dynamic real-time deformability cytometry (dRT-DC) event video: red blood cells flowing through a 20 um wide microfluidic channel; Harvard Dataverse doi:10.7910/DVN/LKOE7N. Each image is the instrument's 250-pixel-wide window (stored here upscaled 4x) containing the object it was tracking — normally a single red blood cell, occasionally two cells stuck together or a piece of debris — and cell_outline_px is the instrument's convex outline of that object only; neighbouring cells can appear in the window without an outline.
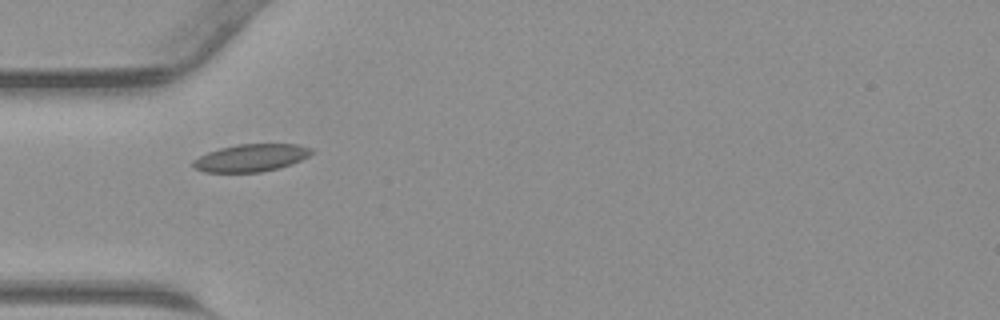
{"species": "common noctule bat (a hibernating species)", "species_latin": "Nyctalus noctula", "temperature_condition": "warm", "stored_images_in_passage": 32, "camera_frame_rate_fps": 3000, "um_per_image_px": 0.085, "animal": {"sex": "male", "body_mass_g": 23.1, "forearm_length_mm": 52.7}, "frame": {"image": 1, "passage_image": 1, "time_ms": 0.0, "image_size_px": [1000, 320], "cell_outline_px": [[316, 152], [292, 164], [260, 172], [204, 172], [196, 168], [192, 164], [192, 160], [208, 152], [220, 148], [236, 144], [296, 144], [312, 148]], "centroid_in_image_um": [21.35, 13.4], "position_along_channel_um": 63.6, "area_um2": 18.9}}
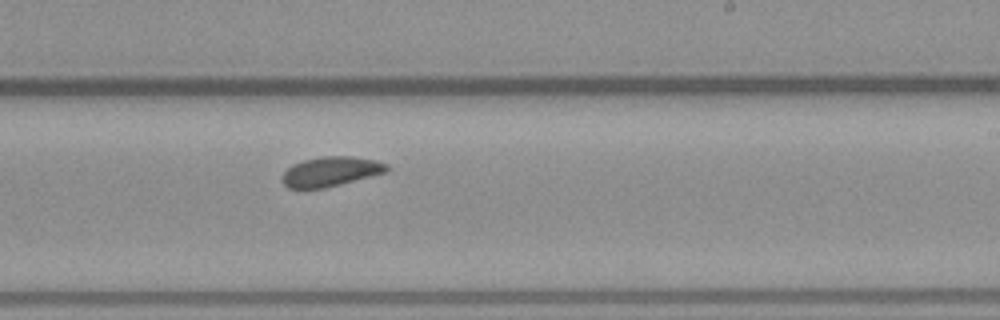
{"frame": {"image": 2, "passage_image": 14, "time_ms": 4.333, "image_size_px": [1000, 320], "cell_outline_px": [[392, 168], [388, 172], [324, 188], [288, 188], [284, 184], [284, 172], [292, 164], [304, 160], [324, 156], [352, 156], [376, 160], [388, 164]], "centroid_in_image_um": [28.19, 14.57], "position_along_channel_um": 260.8, "area_um2": 18.03}}
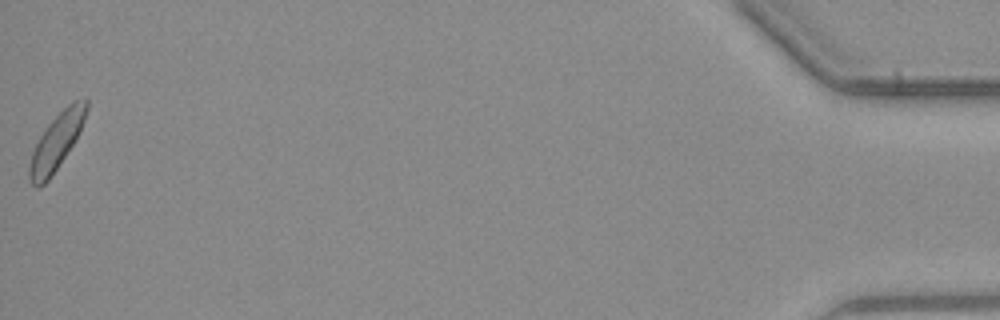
{"frame": {"image": 3, "passage_image": 32, "time_ms": 10.333, "image_size_px": [1000, 320], "cell_outline_px": [[88, 108], [80, 132], [48, 180], [40, 188], [36, 188], [32, 184], [28, 176], [28, 168], [32, 152], [40, 136], [48, 124], [68, 104], [76, 100], [88, 100]], "centroid_in_image_um": [4.78, 12.06], "position_along_channel_um": 430.4, "area_um2": 18.15}}